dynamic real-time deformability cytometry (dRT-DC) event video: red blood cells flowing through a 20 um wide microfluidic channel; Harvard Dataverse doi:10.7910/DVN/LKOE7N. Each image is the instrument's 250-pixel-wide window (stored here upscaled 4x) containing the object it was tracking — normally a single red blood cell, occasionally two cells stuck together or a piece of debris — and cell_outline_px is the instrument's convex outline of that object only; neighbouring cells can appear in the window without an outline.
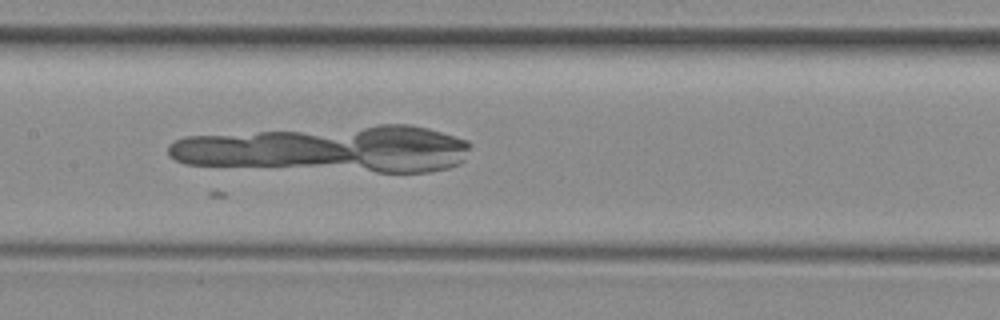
{"species": "common noctule bat (a hibernating species)", "species_latin": "Nyctalus noctula", "temperature_condition": "room temperature", "stored_images_in_passage": 34, "segment_of_instrument_passage": [1, 2], "camera_frame_rate_fps": 3000, "um_per_image_px": 0.085, "animal": {"sex": "female", "body_mass_g": 29.2, "forearm_length_mm": 56.3}, "frame": {"image": 1, "passage_image": 20, "time_ms": 6.333, "image_size_px": [1000, 320], "cell_outline_px": [[276, 164], [204, 164], [184, 160], [176, 156], [172, 152], [216, 140], [240, 140]], "centroid_in_image_um": [18.94, 13.06], "position_along_channel_um": 188.5, "area_um2": 12.08}}